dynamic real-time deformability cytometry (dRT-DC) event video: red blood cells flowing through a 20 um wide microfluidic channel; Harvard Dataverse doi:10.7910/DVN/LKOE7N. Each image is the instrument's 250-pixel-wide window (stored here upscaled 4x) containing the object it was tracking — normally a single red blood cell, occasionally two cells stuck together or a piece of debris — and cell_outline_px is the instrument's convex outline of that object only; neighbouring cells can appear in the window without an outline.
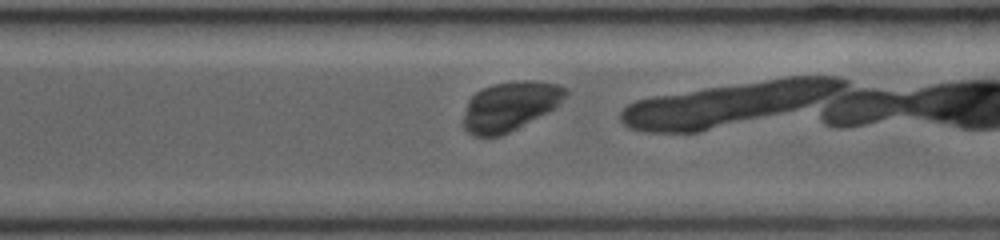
{"species": "common noctule bat (a hibernating species)", "species_latin": "Nyctalus noctula", "temperature_condition": "room temperature", "stored_images_in_passage": 23, "camera_frame_rate_fps": 3000, "um_per_image_px": 0.085, "animal": {"sex": "female", "body_mass_g": 19.0, "forearm_length_mm": 53.3}, "frame": {"image": 1, "passage_image": 20, "time_ms": 5.333, "image_size_px": [1000, 240], "cell_outline_px": [[568, 92], [560, 104], [556, 108], [500, 136], [472, 136], [464, 128], [464, 116], [468, 100], [476, 92], [492, 84], [520, 80], [532, 80], [560, 84], [568, 88]], "centroid_in_image_um": [43.38, 9.0], "position_along_channel_um": 327.2, "area_um2": 29.3}}